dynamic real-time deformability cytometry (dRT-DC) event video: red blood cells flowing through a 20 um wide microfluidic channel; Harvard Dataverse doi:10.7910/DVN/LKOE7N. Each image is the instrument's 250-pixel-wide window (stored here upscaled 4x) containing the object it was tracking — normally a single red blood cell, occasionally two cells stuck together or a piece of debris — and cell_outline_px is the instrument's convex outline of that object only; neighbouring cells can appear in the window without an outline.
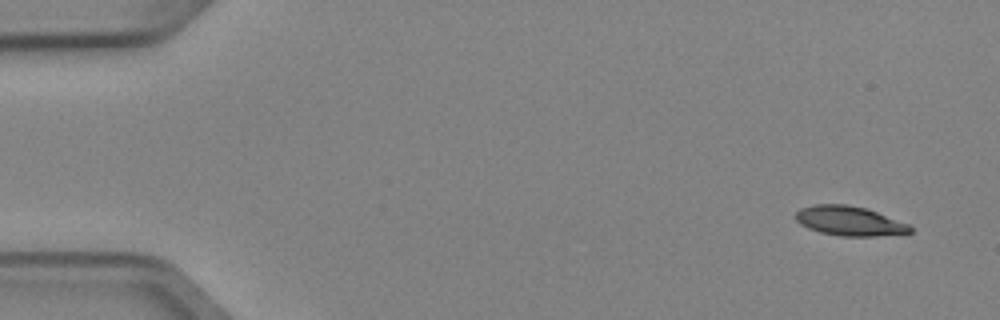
{"species": "Egyptian fruit bat (a non-hibernating species)", "species_latin": "Rousettus aegyptiacus", "temperature_condition": "cold", "stored_images_in_passage": 6, "camera_frame_rate_fps": 3000, "um_per_image_px": 0.085, "animal": {"sex": "female"}, "frame": {"image": 1, "passage_image": 1, "time_ms": 0.0, "image_size_px": [1000, 320], "cell_outline_px": [[912, 232], [876, 236], [840, 236], [820, 232], [808, 228], [800, 224], [796, 220], [796, 212], [800, 208], [812, 204], [848, 204], [864, 208], [876, 212], [908, 224], [912, 228]], "centroid_in_image_um": [72.15, 18.78], "position_along_channel_um": 12.8, "area_um2": 19.54}}
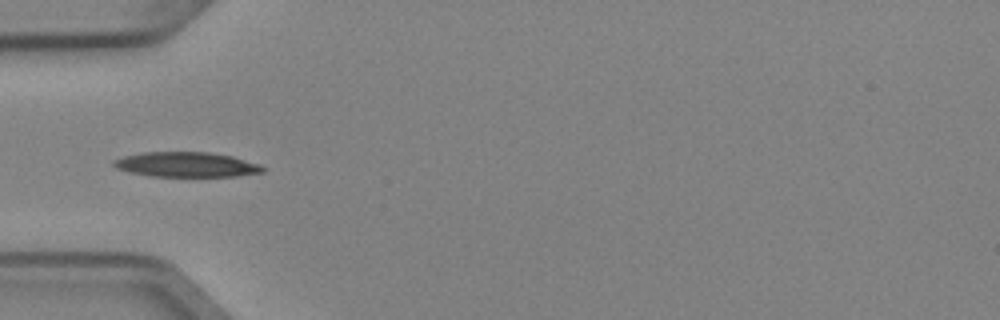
{"frame": {"image": 2, "passage_image": 5, "time_ms": 1.333, "image_size_px": [1000, 320], "cell_outline_px": [[264, 172], [236, 176], [152, 176], [132, 172], [116, 168], [112, 164], [112, 160], [124, 156], [144, 152], [208, 152], [232, 156], [260, 164], [264, 168]], "centroid_in_image_um": [15.85, 13.98], "position_along_channel_um": 69.2, "area_um2": 21.5}}
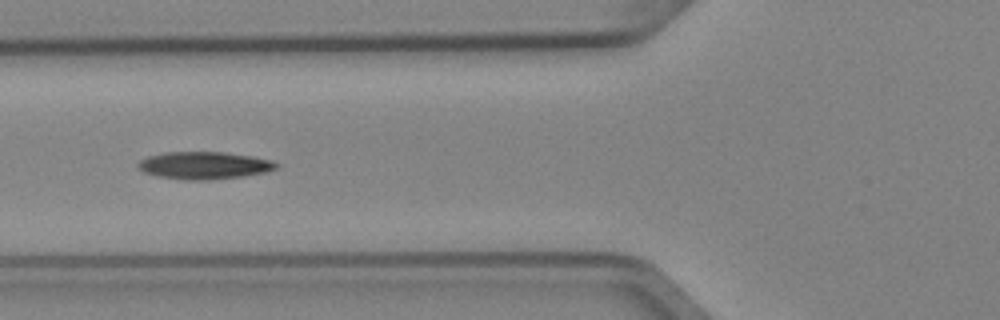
{"frame": {"image": 3, "passage_image": 6, "time_ms": 1.667, "image_size_px": [1000, 320], "cell_outline_px": [[280, 164], [276, 168], [264, 172], [244, 176], [204, 180], [192, 180], [160, 176], [144, 172], [136, 164], [140, 160], [148, 156], [164, 152], [224, 152], [252, 156], [272, 160]], "centroid_in_image_um": [17.38, 14.04], "position_along_channel_um": 108.4, "area_um2": 21.85}}